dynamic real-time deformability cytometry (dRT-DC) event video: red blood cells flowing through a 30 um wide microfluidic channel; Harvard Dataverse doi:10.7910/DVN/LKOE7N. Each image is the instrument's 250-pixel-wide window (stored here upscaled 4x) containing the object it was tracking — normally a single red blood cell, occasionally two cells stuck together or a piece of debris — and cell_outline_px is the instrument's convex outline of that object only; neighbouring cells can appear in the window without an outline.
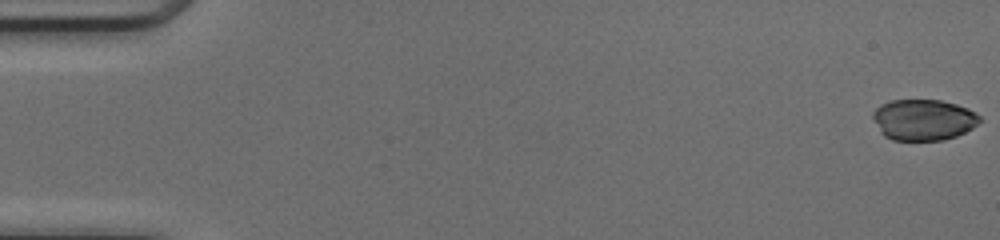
{"species": "common noctule bat (a hibernating species)", "species_latin": "Nyctalus noctula", "temperature_condition": "cold", "stored_images_in_passage": 50, "camera_frame_rate_fps": 3000, "um_per_image_px": 0.085, "animal": {"sex": "female", "body_mass_g": 17.0, "forearm_length_mm": 48.0}, "frame": {"image": 1, "passage_image": 1, "time_ms": 0.0, "image_size_px": [1000, 240], "cell_outline_px": [[980, 120], [972, 128], [956, 136], [944, 140], [892, 140], [884, 136], [880, 132], [872, 116], [872, 112], [880, 104], [892, 100], [940, 100], [956, 104], [968, 108], [976, 112], [980, 116]], "centroid_in_image_um": [78.48, 10.18], "position_along_channel_um": 6.5, "area_um2": 25.61}}
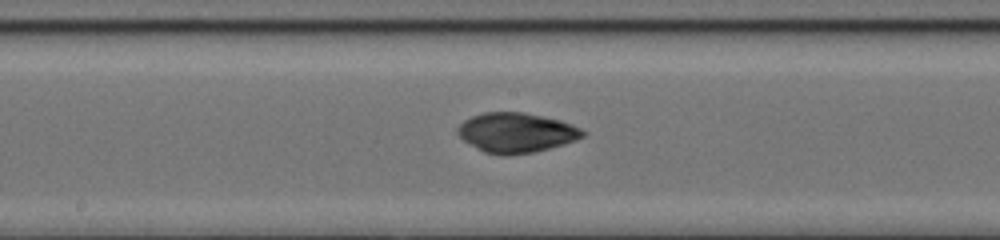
{"frame": {"image": 2, "passage_image": 27, "time_ms": 8.667, "image_size_px": [1000, 240], "cell_outline_px": [[584, 136], [576, 140], [564, 144], [532, 152], [508, 156], [500, 156], [484, 152], [464, 140], [456, 132], [456, 128], [464, 120], [472, 116], [484, 112], [524, 112], [544, 116], [560, 120], [572, 124], [580, 128], [584, 132]], "centroid_in_image_um": [43.87, 11.27], "position_along_channel_um": 204.3, "area_um2": 29.02}}
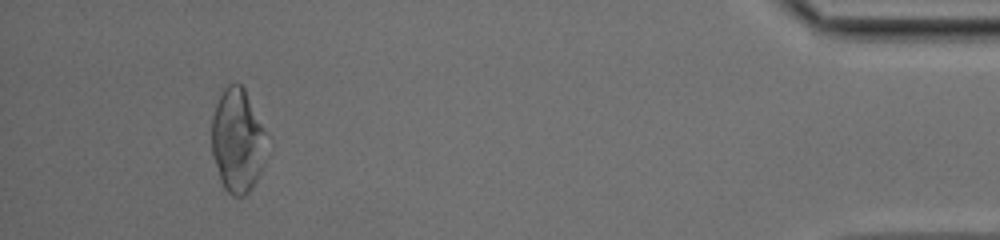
{"frame": {"image": 3, "passage_image": 47, "time_ms": 15.333, "image_size_px": [1000, 240], "cell_outline_px": [[264, 164], [252, 188], [244, 196], [232, 196], [224, 188], [220, 180], [212, 156], [212, 116], [216, 104], [224, 88], [228, 84], [240, 84], [244, 88], [264, 132]], "centroid_in_image_um": [20.14, 11.99], "position_along_channel_um": 415.1, "area_um2": 32.6}, "authors_computed_cell_mechanics": {"area_um2": 28.8711, "velocity_mm_per_s": 4.1785, "shape_relaxation_time_tau1_ms": 6.8006, "shape_relaxation_time_tau2_ms": 3.8452, "deformation_change_tau1": 0.1071, "deformation_change_tau2": 0.0484}}